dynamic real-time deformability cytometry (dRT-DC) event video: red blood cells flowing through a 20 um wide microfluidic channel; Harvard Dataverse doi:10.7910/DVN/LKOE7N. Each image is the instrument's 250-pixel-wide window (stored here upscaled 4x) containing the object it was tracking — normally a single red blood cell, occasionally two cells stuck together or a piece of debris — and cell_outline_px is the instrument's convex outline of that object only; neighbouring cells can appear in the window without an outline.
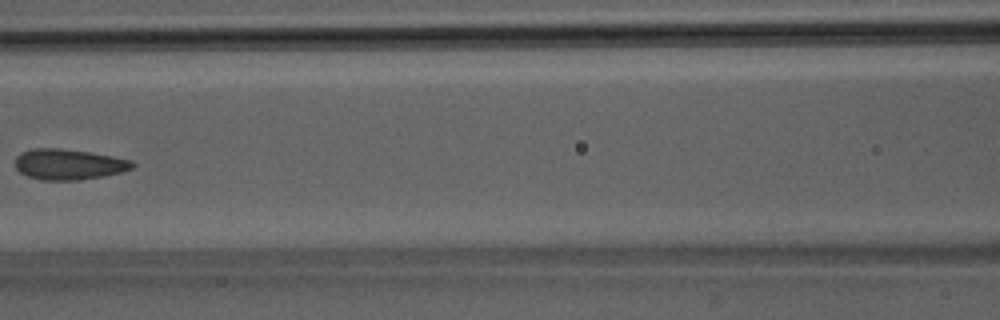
{"species": "Egyptian fruit bat (a non-hibernating species)", "species_latin": "Rousettus aegyptiacus", "temperature_condition": "room temperature", "stored_images_in_passage": 7, "camera_frame_rate_fps": 3000, "um_per_image_px": 0.085, "animal": {"sex": "male"}, "frame": {"image": 1, "passage_image": 7, "time_ms": 7.0, "image_size_px": [1000, 320], "cell_outline_px": [[136, 164], [132, 168], [120, 172], [104, 176], [76, 180], [40, 180], [28, 176], [20, 172], [16, 168], [16, 156], [20, 152], [32, 148], [60, 148], [92, 152], [132, 160]], "centroid_in_image_um": [5.83, 13.96], "position_along_channel_um": 160.8, "area_um2": 21.04}}